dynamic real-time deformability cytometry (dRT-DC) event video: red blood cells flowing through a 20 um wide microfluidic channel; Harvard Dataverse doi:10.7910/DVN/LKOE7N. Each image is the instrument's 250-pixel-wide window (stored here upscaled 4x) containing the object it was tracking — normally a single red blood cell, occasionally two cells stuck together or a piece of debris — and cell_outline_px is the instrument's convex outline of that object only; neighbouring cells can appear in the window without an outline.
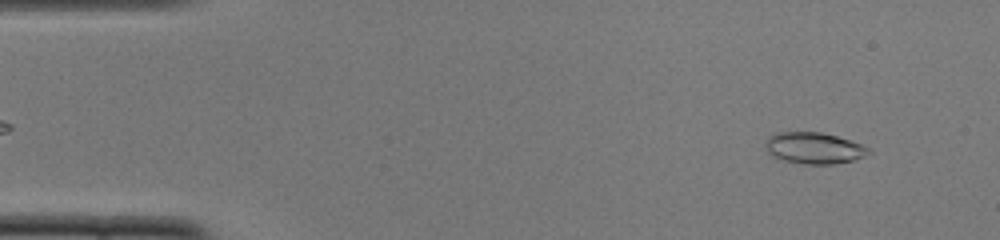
{"species": "common noctule bat (a hibernating species)", "species_latin": "Nyctalus noctula", "temperature_condition": "cold", "stored_images_in_passage": 51, "camera_frame_rate_fps": 3000, "um_per_image_px": 0.085, "animal": {"sex": "female", "body_mass_g": 22.0, "forearm_length_mm": 56.7}, "frame": {"image": 1, "passage_image": 4, "time_ms": 1.0, "image_size_px": [1000, 240], "cell_outline_px": [[872, 152], [856, 160], [832, 164], [804, 164], [784, 160], [772, 156], [768, 152], [764, 144], [768, 136], [776, 132], [820, 132], [836, 136], [860, 144], [868, 148]], "centroid_in_image_um": [69.16, 12.59], "position_along_channel_um": 15.8, "area_um2": 18.84}}
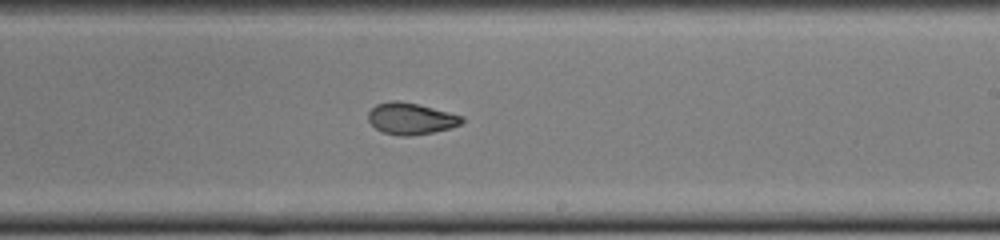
{"frame": {"image": 2, "passage_image": 30, "time_ms": 9.667, "image_size_px": [1000, 240], "cell_outline_px": [[464, 120], [460, 124], [448, 128], [432, 132], [408, 136], [400, 136], [384, 132], [376, 128], [368, 120], [368, 112], [376, 104], [388, 100], [396, 100], [416, 104], [464, 116]], "centroid_in_image_um": [34.89, 10.07], "position_along_channel_um": 254.1, "area_um2": 16.99}}
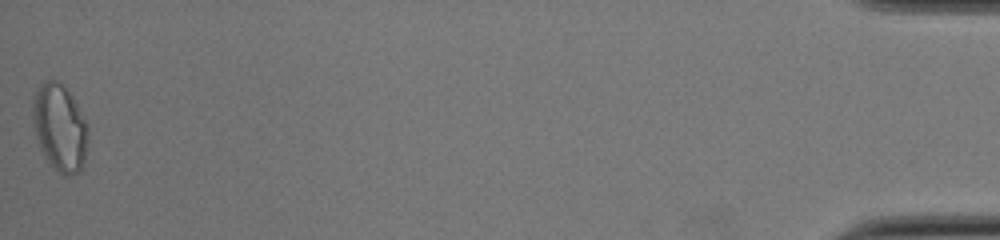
{"frame": {"image": 3, "passage_image": 51, "time_ms": 16.667, "image_size_px": [1000, 240], "cell_outline_px": [[88, 140], [84, 160], [80, 172], [68, 176], [64, 176], [48, 164], [40, 148], [36, 136], [32, 116], [32, 96], [36, 88], [44, 80], [56, 80], [72, 96], [88, 128]], "centroid_in_image_um": [5.05, 10.86], "position_along_channel_um": 430.2, "area_um2": 28.15}, "authors_computed_cell_mechanics": {"area_um2": 18.3804, "velocity_mm_per_s": 3.8841, "shape_relaxation_time_tau1_ms": null, "shape_relaxation_time_tau2_ms": 1.6852, "deformation_change_tau1": null, "deformation_change_tau2": 0.0645}}